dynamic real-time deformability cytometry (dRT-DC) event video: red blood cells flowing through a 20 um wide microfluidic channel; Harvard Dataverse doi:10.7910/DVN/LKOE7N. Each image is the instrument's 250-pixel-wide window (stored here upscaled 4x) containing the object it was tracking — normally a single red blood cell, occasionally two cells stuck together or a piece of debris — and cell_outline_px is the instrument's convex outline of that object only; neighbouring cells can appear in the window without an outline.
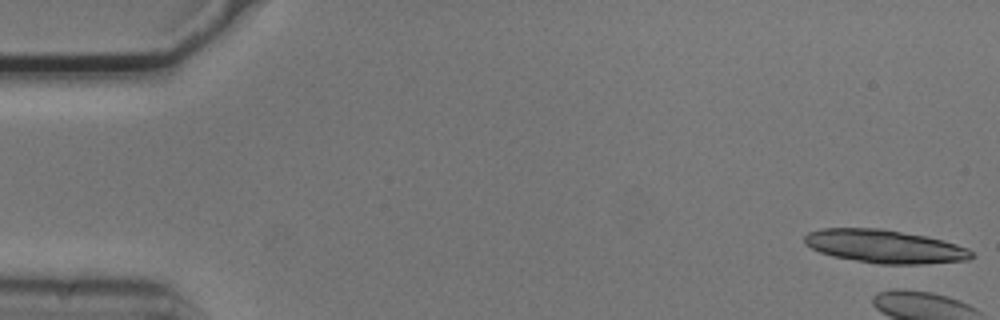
{"species": "common noctule bat (a hibernating species)", "species_latin": "Nyctalus noctula", "temperature_condition": "cold", "stored_images_in_passage": 6, "camera_frame_rate_fps": 3000, "um_per_image_px": 0.085, "animal": {"sex": "male", "body_mass_g": 20.5, "forearm_length_mm": 52.5}, "frame": {"image": 1, "passage_image": 1, "time_ms": 0.0, "image_size_px": [1000, 320], "cell_outline_px": [[976, 256], [968, 260], [920, 264], [880, 264], [832, 256], [820, 252], [812, 248], [804, 240], [804, 236], [808, 232], [820, 228], [880, 228], [928, 236], [944, 240], [968, 248]], "centroid_in_image_um": [75.23, 20.94], "position_along_channel_um": 9.8, "area_um2": 32.43}}